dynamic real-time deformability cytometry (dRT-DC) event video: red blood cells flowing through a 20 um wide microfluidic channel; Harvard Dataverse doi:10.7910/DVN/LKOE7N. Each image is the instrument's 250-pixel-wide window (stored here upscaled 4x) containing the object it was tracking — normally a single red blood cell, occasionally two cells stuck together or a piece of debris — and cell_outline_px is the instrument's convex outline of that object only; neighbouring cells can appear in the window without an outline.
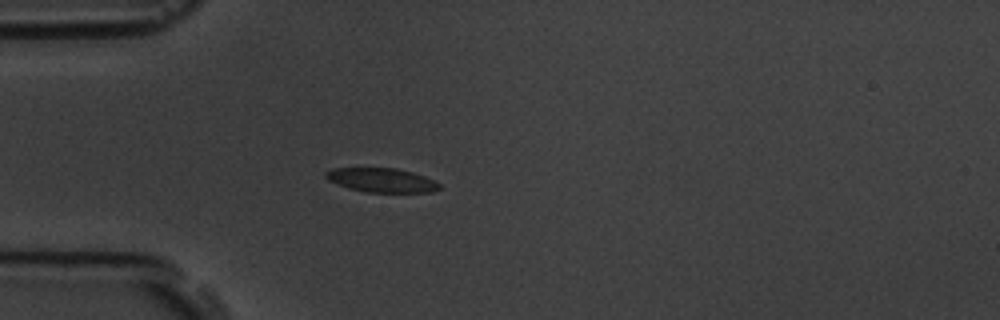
{"species": "common noctule bat (a hibernating species)", "species_latin": "Nyctalus noctula", "temperature_condition": "room temperature", "stored_images_in_passage": 1, "camera_frame_rate_fps": 3000, "um_per_image_px": 0.085, "animal": {"sex": "male", "body_mass_g": 19.5, "forearm_length_mm": 54.6}, "frame": {"image": 1, "passage_image": 1, "time_ms": 0.0, "image_size_px": [1000, 320], "cell_outline_px": [[440, 188], [432, 192], [364, 192], [348, 188], [328, 180], [324, 176], [324, 172], [332, 168], [396, 168], [412, 172], [424, 176], [440, 184]], "centroid_in_image_um": [32.4, 15.31], "position_along_channel_um": 52.6, "area_um2": 15.95}}